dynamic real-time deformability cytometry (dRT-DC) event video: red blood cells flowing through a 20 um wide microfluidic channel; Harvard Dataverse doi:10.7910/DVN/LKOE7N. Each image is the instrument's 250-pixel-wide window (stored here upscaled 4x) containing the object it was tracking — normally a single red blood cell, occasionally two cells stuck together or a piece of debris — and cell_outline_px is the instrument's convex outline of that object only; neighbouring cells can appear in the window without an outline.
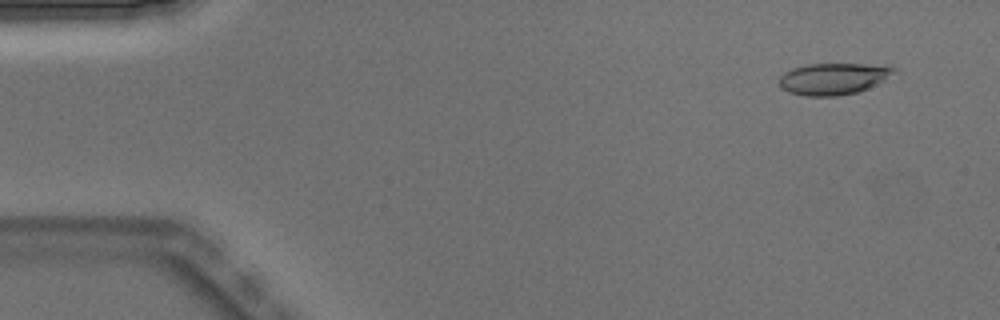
{"species": "Egyptian fruit bat (a non-hibernating species)", "species_latin": "Rousettus aegyptiacus", "temperature_condition": "warm", "stored_images_in_passage": 5, "camera_frame_rate_fps": 3000, "um_per_image_px": 0.085, "animal": {"sex": "male"}, "frame": {"image": 1, "passage_image": 2, "time_ms": 0.333, "image_size_px": [1000, 320], "cell_outline_px": [[896, 68], [884, 80], [868, 88], [856, 92], [836, 96], [808, 96], [788, 92], [780, 88], [780, 76], [784, 72], [792, 68], [808, 64], [892, 64]], "centroid_in_image_um": [70.83, 6.68], "position_along_channel_um": 14.2, "area_um2": 21.15}}
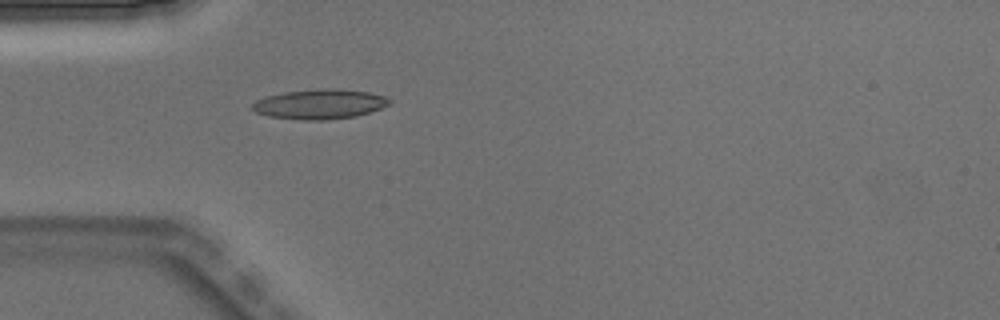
{"frame": {"image": 2, "passage_image": 5, "time_ms": 1.333, "image_size_px": [1000, 320], "cell_outline_px": [[392, 100], [388, 104], [380, 108], [356, 116], [328, 120], [300, 120], [268, 116], [256, 112], [252, 108], [252, 104], [256, 100], [264, 96], [284, 92], [324, 88], [332, 88], [368, 92], [384, 96]], "centroid_in_image_um": [27.14, 8.85], "position_along_channel_um": 57.9, "area_um2": 23.76}}